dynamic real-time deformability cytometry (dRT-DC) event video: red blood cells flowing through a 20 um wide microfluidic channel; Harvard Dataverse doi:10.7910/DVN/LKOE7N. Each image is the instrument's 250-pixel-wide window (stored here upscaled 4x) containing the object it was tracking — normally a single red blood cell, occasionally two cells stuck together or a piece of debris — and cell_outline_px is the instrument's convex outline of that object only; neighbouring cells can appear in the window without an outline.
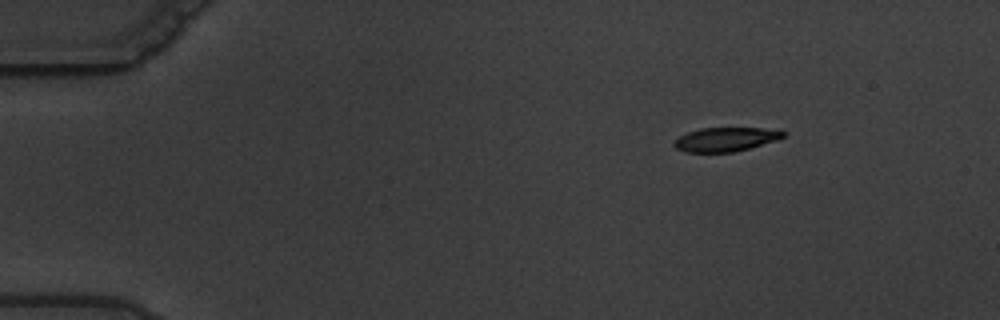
{"species": "common noctule bat (a hibernating species)", "species_latin": "Nyctalus noctula", "temperature_condition": "warm", "stored_images_in_passage": 7, "camera_frame_rate_fps": 3000, "um_per_image_px": 0.085, "animal": {"sex": "male", "body_mass_g": 19.5, "forearm_length_mm": 54.6}, "frame": {"image": 1, "passage_image": 3, "time_ms": 2.333, "image_size_px": [1000, 320], "cell_outline_px": [[788, 132], [784, 136], [776, 140], [748, 148], [732, 152], [684, 152], [676, 148], [672, 144], [680, 136], [688, 132], [700, 128], [780, 128]], "centroid_in_image_um": [61.73, 11.83], "position_along_channel_um": 23.3, "area_um2": 15.32}}